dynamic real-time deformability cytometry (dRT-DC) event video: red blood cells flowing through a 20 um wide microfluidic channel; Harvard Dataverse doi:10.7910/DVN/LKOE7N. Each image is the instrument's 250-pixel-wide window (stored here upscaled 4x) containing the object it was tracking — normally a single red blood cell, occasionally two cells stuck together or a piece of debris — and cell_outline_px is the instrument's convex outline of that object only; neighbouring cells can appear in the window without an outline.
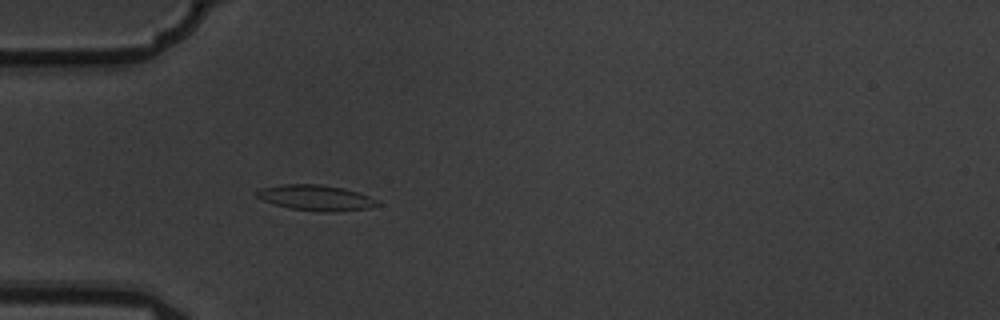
{"species": "common noctule bat (a hibernating species)", "species_latin": "Nyctalus noctula", "temperature_condition": "warm", "stored_images_in_passage": 1, "camera_frame_rate_fps": 3000, "um_per_image_px": 0.085, "animal": {"sex": "male", "body_mass_g": 19.5, "forearm_length_mm": 54.6}, "frame": {"image": 1, "passage_image": 1, "time_ms": 0.0, "image_size_px": [1000, 320], "cell_outline_px": [[380, 204], [368, 208], [324, 212], [320, 212], [288, 208], [264, 200], [256, 196], [256, 192], [260, 188], [284, 184], [320, 184], [344, 188], [368, 196], [376, 200]], "centroid_in_image_um": [26.82, 16.8], "position_along_channel_um": 58.2, "area_um2": 17.69}}